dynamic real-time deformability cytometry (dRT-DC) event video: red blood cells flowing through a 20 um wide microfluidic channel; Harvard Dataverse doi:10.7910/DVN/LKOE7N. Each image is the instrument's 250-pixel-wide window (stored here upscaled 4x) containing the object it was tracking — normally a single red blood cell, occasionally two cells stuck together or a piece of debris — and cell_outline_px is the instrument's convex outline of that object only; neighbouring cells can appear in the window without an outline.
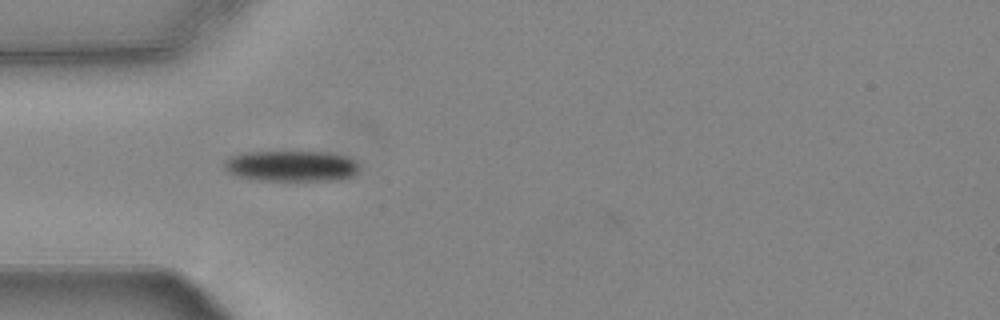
{"species": "common noctule bat (a hibernating species)", "species_latin": "Nyctalus noctula", "temperature_condition": "warm", "stored_images_in_passage": 40, "camera_frame_rate_fps": 3000, "um_per_image_px": 0.085, "animal": {"sex": "female", "body_mass_g": 24.6, "forearm_length_mm": 56.2}, "frame": {"image": 1, "passage_image": 1, "time_ms": 0.0, "image_size_px": [1000, 320], "cell_outline_px": [[360, 168], [352, 176], [336, 180], [256, 180], [236, 176], [228, 172], [224, 168], [224, 160], [228, 156], [240, 152], [324, 152], [344, 156], [356, 160], [360, 164]], "centroid_in_image_um": [24.72, 14.11], "position_along_channel_um": 60.3, "area_um2": 24.45}}
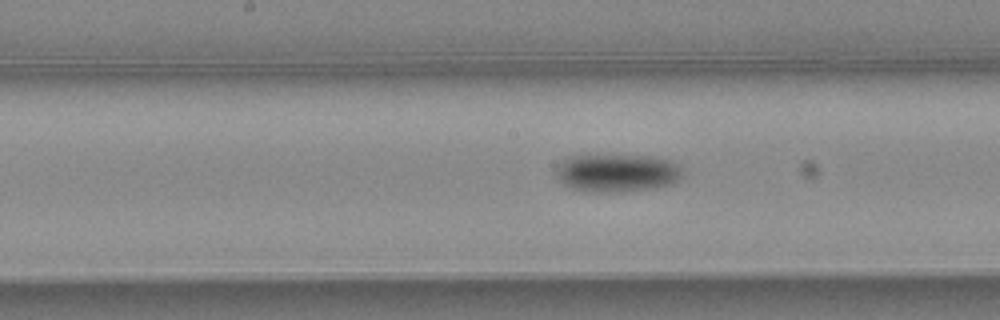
{"frame": {"image": 2, "passage_image": 12, "time_ms": 3.667, "image_size_px": [1000, 320], "cell_outline_px": [[684, 172], [680, 180], [672, 184], [652, 188], [616, 192], [592, 192], [572, 188], [564, 184], [556, 176], [556, 164], [572, 156], [652, 156], [668, 160], [680, 164]], "centroid_in_image_um": [52.49, 14.7], "position_along_channel_um": 195.7, "area_um2": 27.98}}
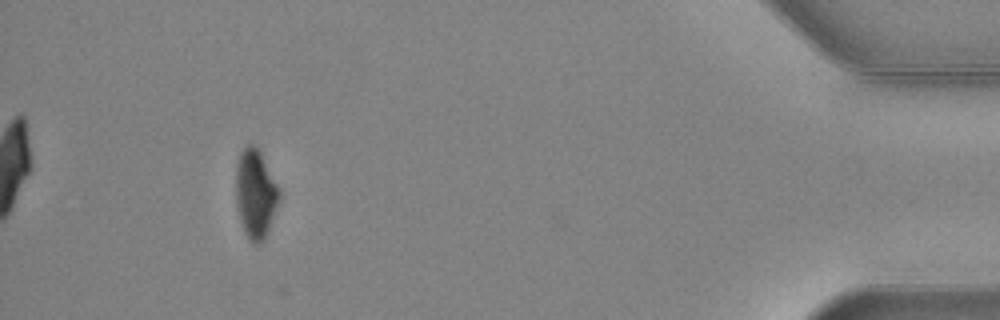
{"frame": {"image": 3, "passage_image": 35, "time_ms": 11.333, "image_size_px": [1000, 320], "cell_outline_px": [[280, 200], [264, 240], [260, 244], [252, 244], [248, 240], [244, 232], [240, 220], [236, 204], [236, 164], [240, 152], [244, 144], [252, 144], [260, 152], [280, 188]], "centroid_in_image_um": [21.71, 16.48], "position_along_channel_um": 413.5, "area_um2": 22.72}, "authors_computed_cell_mechanics": {"area_um2": 26.0389, "velocity_mm_per_s": 3.7322, "shape_relaxation_time_tau1_ms": 4.7795, "shape_relaxation_time_tau2_ms": null, "deformation_change_tau1": 0.1346, "deformation_change_tau2": null}}